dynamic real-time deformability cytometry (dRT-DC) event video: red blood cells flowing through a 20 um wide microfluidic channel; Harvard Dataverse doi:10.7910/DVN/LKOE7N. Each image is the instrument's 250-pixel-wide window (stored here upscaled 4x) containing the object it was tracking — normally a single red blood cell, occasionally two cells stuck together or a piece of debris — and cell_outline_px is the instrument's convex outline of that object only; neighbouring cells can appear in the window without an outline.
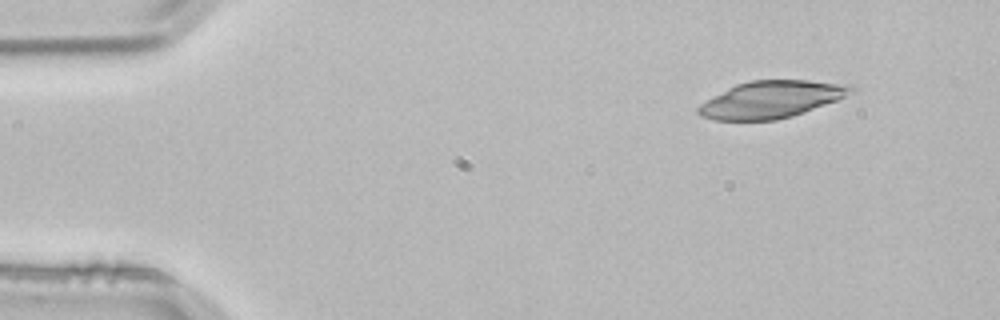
{"species": "common noctule bat (a hibernating species)", "species_latin": "Nyctalus noctula", "temperature_condition": "room temperature", "stored_images_in_passage": 3, "camera_frame_rate_fps": 3000, "um_per_image_px": 0.085, "animal": {"sex": "male", "body_mass_g": 21.5, "forearm_length_mm": 52.0}, "frame": {"image": 1, "passage_image": 1, "time_ms": 0.0, "image_size_px": [1000, 320], "cell_outline_px": [[860, 88], [856, 92], [836, 100], [804, 112], [792, 116], [776, 120], [712, 120], [700, 116], [696, 112], [696, 108], [700, 104], [728, 88], [736, 84], [748, 80], [808, 80], [852, 84]], "centroid_in_image_um": [65.61, 8.44], "position_along_channel_um": 19.4, "area_um2": 33.23}}